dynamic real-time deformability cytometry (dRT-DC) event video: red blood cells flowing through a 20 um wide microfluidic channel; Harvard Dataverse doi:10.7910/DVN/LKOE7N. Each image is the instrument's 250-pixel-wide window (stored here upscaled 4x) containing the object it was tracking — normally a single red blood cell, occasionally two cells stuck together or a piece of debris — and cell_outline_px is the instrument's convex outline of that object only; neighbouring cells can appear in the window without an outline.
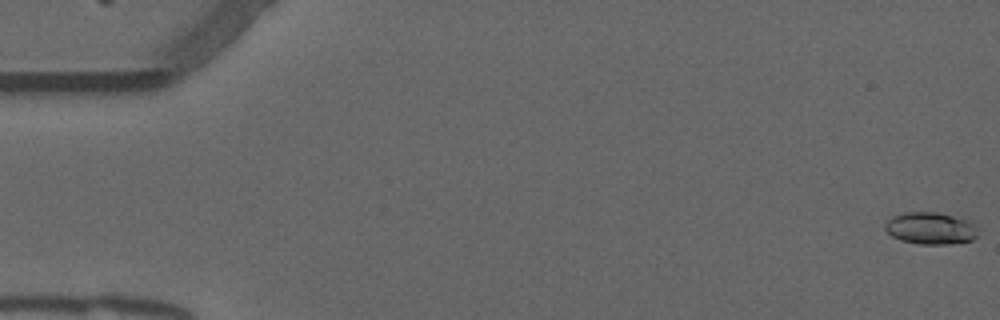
{"species": "common noctule bat (a hibernating species)", "species_latin": "Nyctalus noctula", "temperature_condition": "warm", "stored_images_in_passage": 54, "camera_frame_rate_fps": 3000, "um_per_image_px": 0.085, "animal": {"sex": "male", "forearm_length_mm": 52.5}, "frame": {"image": 1, "passage_image": 1, "time_ms": 0.0, "image_size_px": [1000, 320], "cell_outline_px": [[980, 232], [972, 240], [948, 244], [920, 244], [900, 240], [892, 236], [884, 228], [884, 224], [892, 216], [904, 212], [936, 212], [968, 220], [976, 224]], "centroid_in_image_um": [79.11, 19.4], "position_along_channel_um": 5.9, "area_um2": 17.46}}
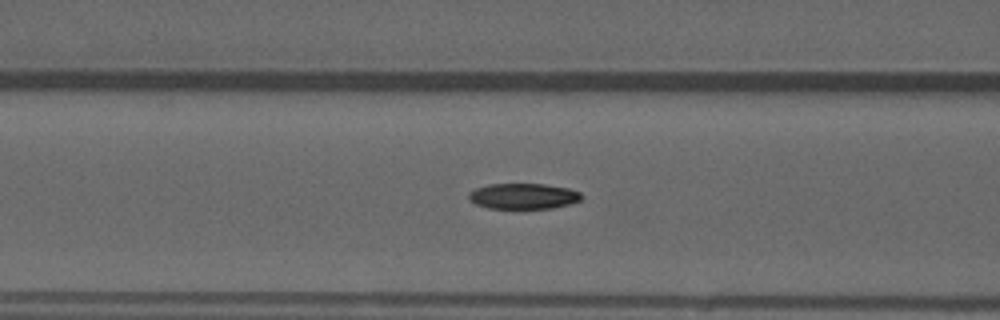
{"frame": {"image": 2, "passage_image": 22, "time_ms": 7.0, "image_size_px": [1000, 320], "cell_outline_px": [[584, 196], [580, 200], [568, 204], [552, 208], [488, 208], [476, 204], [468, 196], [468, 192], [476, 188], [488, 184], [544, 184], [568, 188], [580, 192]], "centroid_in_image_um": [44.49, 16.66], "position_along_channel_um": 122.1, "area_um2": 16.76}}
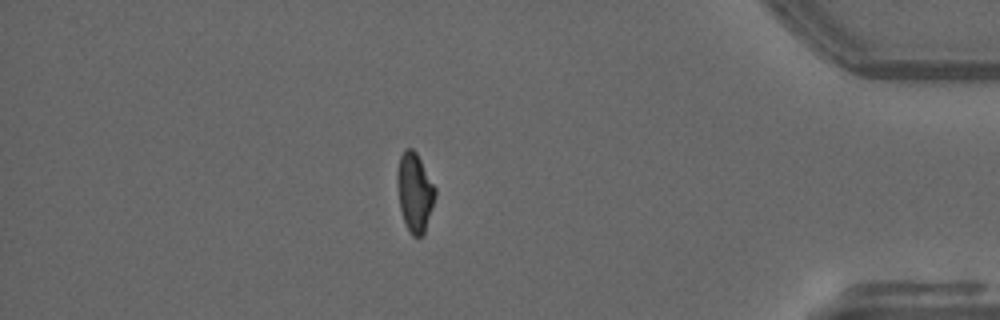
{"frame": {"image": 3, "passage_image": 47, "time_ms": 15.333, "image_size_px": [1000, 320], "cell_outline_px": [[436, 196], [424, 232], [420, 236], [412, 236], [404, 220], [400, 208], [396, 180], [396, 172], [400, 156], [404, 148], [412, 148], [416, 152], [436, 188]], "centroid_in_image_um": [35.24, 16.29], "position_along_channel_um": 400.0, "area_um2": 17.34}, "authors_computed_cell_mechanics": {"area_um2": 17.34, "velocity_mm_per_s": 3.8251, "shape_relaxation_time_tau1_ms": null, "shape_relaxation_time_tau2_ms": 3.4277, "deformation_change_tau1": null, "deformation_change_tau2": 0.0832}}